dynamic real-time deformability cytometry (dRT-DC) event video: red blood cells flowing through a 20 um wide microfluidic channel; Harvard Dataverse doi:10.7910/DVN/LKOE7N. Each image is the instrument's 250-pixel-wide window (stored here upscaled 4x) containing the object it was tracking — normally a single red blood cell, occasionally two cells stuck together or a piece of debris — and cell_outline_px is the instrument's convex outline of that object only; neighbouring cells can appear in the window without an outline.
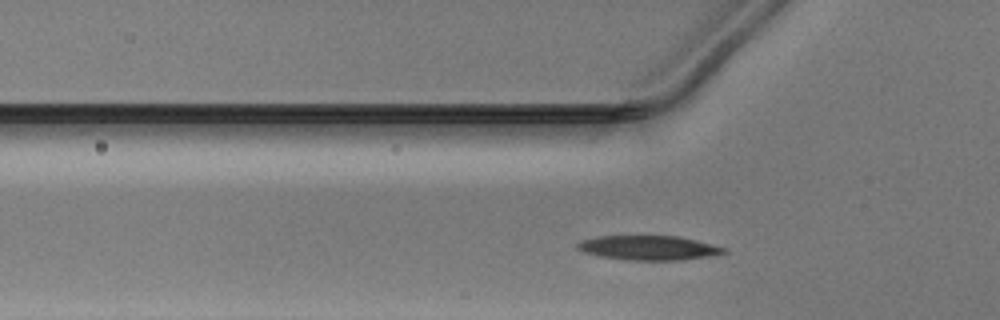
{"species": "Egyptian fruit bat (a non-hibernating species)", "species_latin": "Rousettus aegyptiacus", "temperature_condition": "warm", "stored_images_in_passage": 26, "camera_frame_rate_fps": 3000, "um_per_image_px": 0.085, "animal": {"sex": "male"}, "frame": {"image": 1, "passage_image": 2, "time_ms": 0.333, "image_size_px": [1000, 320], "cell_outline_px": [[728, 252], [708, 256], [680, 260], [632, 260], [600, 256], [584, 252], [576, 248], [576, 244], [580, 240], [596, 236], [680, 236], [728, 248]], "centroid_in_image_um": [55.13, 21.05], "position_along_channel_um": 70.7, "area_um2": 20.87}}
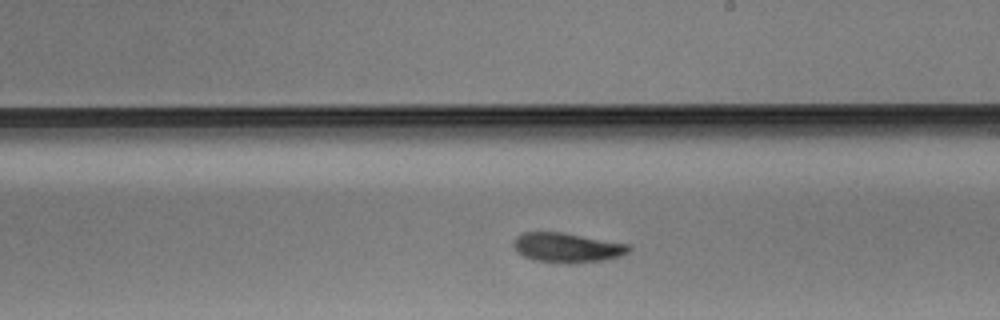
{"frame": {"image": 2, "passage_image": 15, "time_ms": 4.667, "image_size_px": [1000, 320], "cell_outline_px": [[632, 248], [628, 252], [620, 256], [604, 260], [568, 264], [532, 260], [524, 256], [512, 244], [512, 240], [520, 232], [564, 232], [628, 244]], "centroid_in_image_um": [48.19, 21.04], "position_along_channel_um": 240.8, "area_um2": 20.06}}
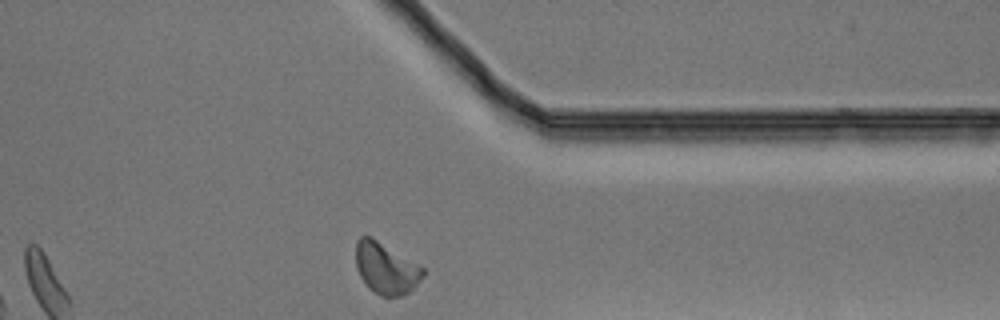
{"frame": {"image": 3, "passage_image": 26, "time_ms": 8.333, "image_size_px": [1000, 320], "cell_outline_px": [[424, 276], [408, 292], [400, 296], [384, 296], [368, 288], [360, 276], [356, 268], [356, 240], [360, 236], [372, 236], [424, 268]], "centroid_in_image_um": [32.78, 22.78], "position_along_channel_um": 378.6, "area_um2": 19.94}}